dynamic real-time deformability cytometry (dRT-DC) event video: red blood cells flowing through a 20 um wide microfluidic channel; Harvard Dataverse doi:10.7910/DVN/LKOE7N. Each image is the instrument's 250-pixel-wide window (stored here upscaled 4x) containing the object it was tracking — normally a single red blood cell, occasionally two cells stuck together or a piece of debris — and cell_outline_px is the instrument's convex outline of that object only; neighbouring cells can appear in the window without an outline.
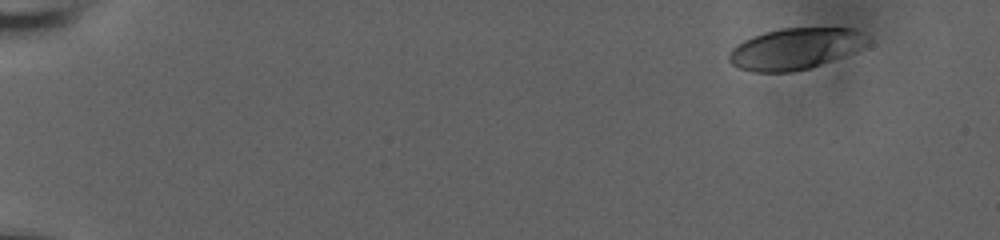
{"species": "human", "species_latin": "Homo sapiens", "temperature_condition": "room temperature", "stored_images_in_passage": 20, "camera_frame_rate_fps": 3000, "um_per_image_px": 0.085, "donor": {"sex": "male"}, "frame": {"image": 1, "passage_image": 1, "time_ms": 0.0, "image_size_px": [1000, 240], "cell_outline_px": [[868, 36], [864, 44], [856, 52], [808, 68], [788, 72], [756, 72], [740, 68], [732, 64], [728, 60], [728, 52], [736, 44], [752, 36], [764, 32], [784, 28], [852, 28]], "centroid_in_image_um": [67.55, 4.14], "position_along_channel_um": 17.4, "area_um2": 33.06}}
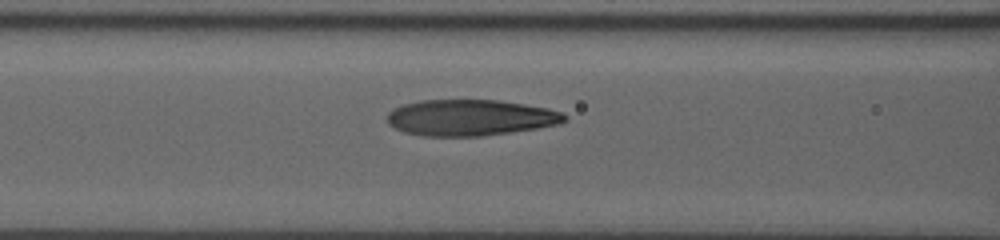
{"frame": {"image": 2, "passage_image": 12, "time_ms": 3.667, "image_size_px": [1000, 240], "cell_outline_px": [[568, 120], [560, 124], [536, 128], [484, 136], [424, 136], [404, 132], [388, 124], [388, 112], [392, 108], [404, 104], [420, 100], [500, 100], [548, 108], [560, 112], [568, 116]], "centroid_in_image_um": [39.98, 10.0], "position_along_channel_um": 126.6, "area_um2": 37.45}}
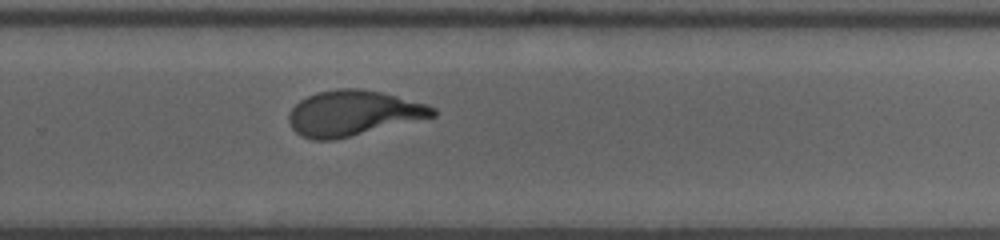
{"frame": {"image": 3, "passage_image": 20, "time_ms": 6.333, "image_size_px": [1000, 240], "cell_outline_px": [[436, 116], [332, 140], [312, 140], [300, 136], [292, 128], [288, 120], [288, 116], [292, 108], [300, 100], [316, 92], [336, 88], [360, 88], [384, 92], [428, 104], [436, 108]], "centroid_in_image_um": [30.02, 9.6], "position_along_channel_um": 299.8, "area_um2": 38.09}}